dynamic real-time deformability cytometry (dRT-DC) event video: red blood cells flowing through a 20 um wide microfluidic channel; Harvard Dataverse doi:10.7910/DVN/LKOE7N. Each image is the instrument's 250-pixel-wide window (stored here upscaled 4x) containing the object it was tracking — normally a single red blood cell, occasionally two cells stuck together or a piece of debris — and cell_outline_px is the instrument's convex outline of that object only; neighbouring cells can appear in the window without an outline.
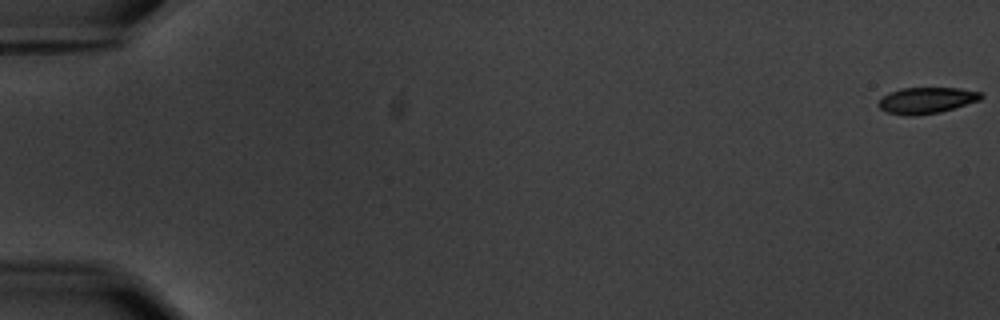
{"species": "common noctule bat (a hibernating species)", "species_latin": "Nyctalus noctula", "temperature_condition": "warm", "stored_images_in_passage": 58, "camera_frame_rate_fps": 3000, "um_per_image_px": 0.085, "animal": {"sex": "male", "body_mass_g": 20.1, "forearm_length_mm": 53.5}, "frame": {"image": 1, "passage_image": 1, "time_ms": 0.0, "image_size_px": [1000, 320], "cell_outline_px": [[984, 96], [980, 100], [940, 112], [888, 112], [880, 108], [876, 104], [888, 92], [900, 88], [960, 88], [980, 92]], "centroid_in_image_um": [78.81, 8.46], "position_along_channel_um": 6.2, "area_um2": 14.8}}
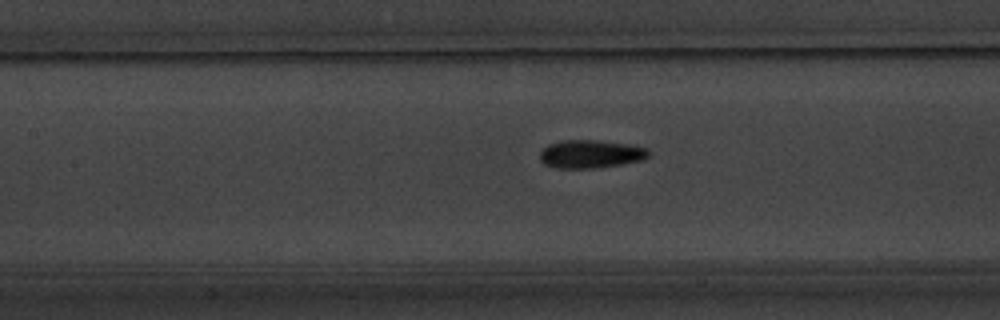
{"frame": {"image": 2, "passage_image": 28, "time_ms": 9.0, "image_size_px": [1000, 320], "cell_outline_px": [[648, 156], [644, 160], [596, 168], [556, 168], [544, 164], [540, 160], [540, 152], [548, 144], [560, 140], [596, 140], [632, 144], [648, 148]], "centroid_in_image_um": [50.2, 13.08], "position_along_channel_um": 157.2, "area_um2": 17.98}}
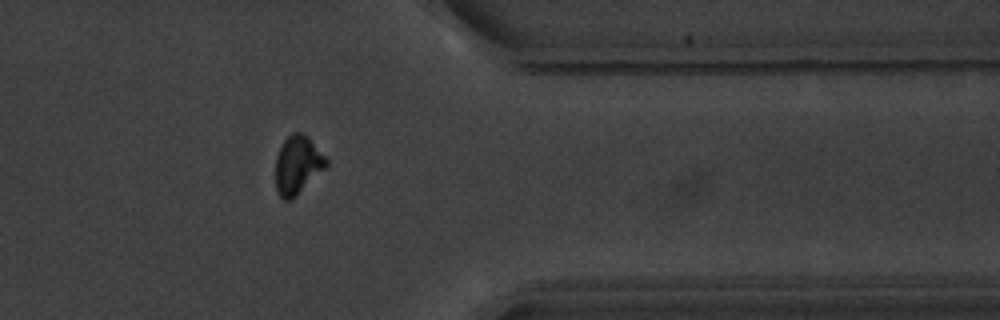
{"frame": {"image": 3, "passage_image": 48, "time_ms": 15.667, "image_size_px": [1000, 320], "cell_outline_px": [[328, 164], [292, 200], [284, 200], [280, 196], [276, 188], [276, 156], [284, 140], [292, 132], [304, 132], [308, 136], [328, 160]], "centroid_in_image_um": [25.28, 14.0], "position_along_channel_um": 386.1, "area_um2": 17.05}}